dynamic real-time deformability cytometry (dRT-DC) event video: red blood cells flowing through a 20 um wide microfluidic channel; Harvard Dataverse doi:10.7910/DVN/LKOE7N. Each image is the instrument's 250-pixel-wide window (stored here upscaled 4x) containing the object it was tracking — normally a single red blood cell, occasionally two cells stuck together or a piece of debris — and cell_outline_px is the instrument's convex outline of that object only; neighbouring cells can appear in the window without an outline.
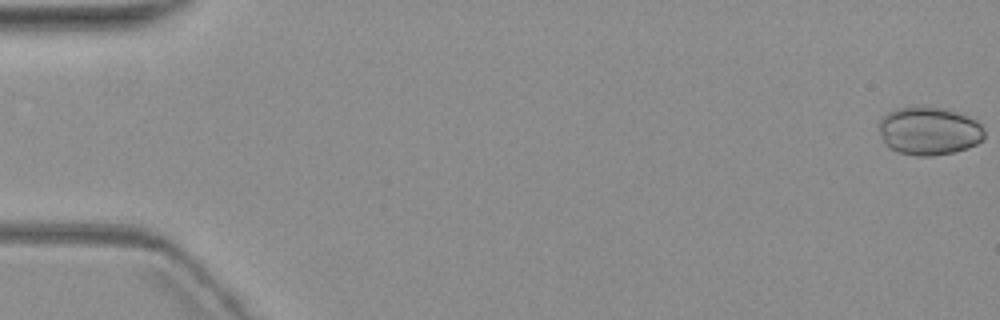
{"species": "common noctule bat (a hibernating species)", "species_latin": "Nyctalus noctula", "temperature_condition": "warm", "stored_images_in_passage": 8, "camera_frame_rate_fps": 3000, "um_per_image_px": 0.085, "animal": {"sex": "female", "body_mass_g": 19.3, "forearm_length_mm": 54.1}, "frame": {"image": 1, "passage_image": 1, "time_ms": 0.0, "image_size_px": [1000, 320], "cell_outline_px": [[984, 140], [968, 148], [952, 152], [932, 156], [916, 156], [900, 152], [884, 144], [880, 132], [880, 120], [888, 112], [896, 108], [948, 108], [960, 112], [976, 120], [984, 128]], "centroid_in_image_um": [79.01, 11.14], "position_along_channel_um": 6.0, "area_um2": 29.42}}
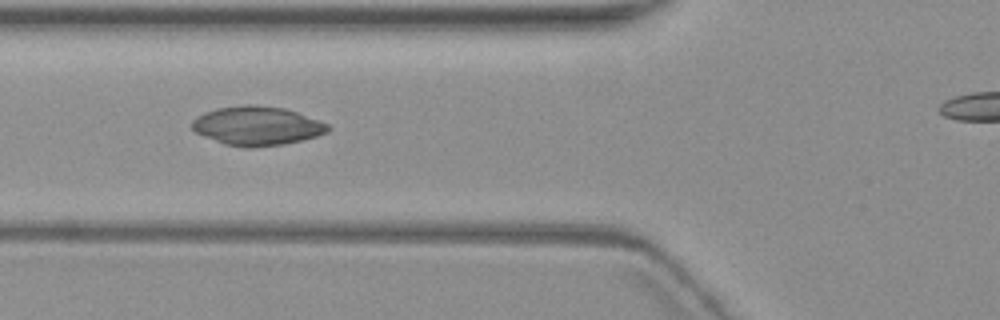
{"frame": {"image": 2, "passage_image": 7, "time_ms": 7.333, "image_size_px": [1000, 320], "cell_outline_px": [[332, 128], [328, 132], [316, 136], [284, 144], [252, 148], [244, 148], [224, 144], [204, 136], [196, 132], [192, 128], [192, 120], [204, 112], [216, 108], [244, 104], [256, 104], [284, 108], [296, 112], [328, 124]], "centroid_in_image_um": [21.83, 10.7], "position_along_channel_um": 104.0, "area_um2": 30.92}}
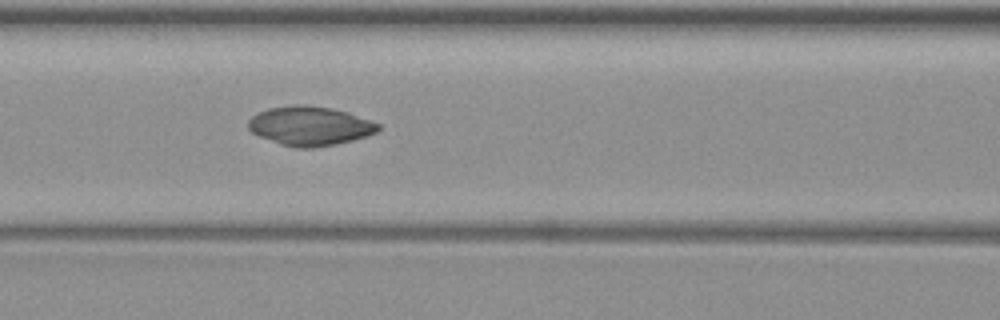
{"frame": {"image": 3, "passage_image": 8, "time_ms": 8.333, "image_size_px": [1000, 320], "cell_outline_px": [[380, 128], [376, 132], [368, 136], [336, 144], [312, 148], [296, 148], [280, 144], [260, 136], [252, 132], [248, 128], [248, 120], [252, 116], [268, 108], [296, 104], [304, 104], [332, 108], [348, 112], [380, 124]], "centroid_in_image_um": [26.35, 10.7], "position_along_channel_um": 140.3, "area_um2": 29.65}}